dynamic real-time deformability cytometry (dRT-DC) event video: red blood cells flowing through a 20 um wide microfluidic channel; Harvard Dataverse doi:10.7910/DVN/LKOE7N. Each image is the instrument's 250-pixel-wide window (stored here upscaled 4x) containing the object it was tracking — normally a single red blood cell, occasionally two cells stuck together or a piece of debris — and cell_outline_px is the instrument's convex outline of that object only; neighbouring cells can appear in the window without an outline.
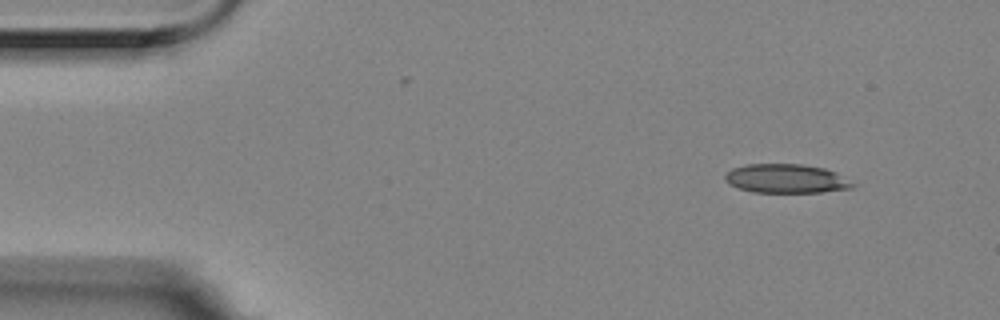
{"species": "Egyptian fruit bat (a non-hibernating species)", "species_latin": "Rousettus aegyptiacus", "temperature_condition": "room temperature", "stored_images_in_passage": 4, "camera_frame_rate_fps": 3000, "um_per_image_px": 0.085, "animal": {"sex": "female"}, "frame": {"image": 1, "passage_image": 1, "time_ms": 0.0, "image_size_px": [1000, 320], "cell_outline_px": [[856, 184], [852, 188], [820, 192], [752, 192], [728, 184], [724, 180], [724, 176], [732, 168], [748, 164], [800, 164], [824, 168], [836, 172]], "centroid_in_image_um": [66.82, 15.18], "position_along_channel_um": 18.2, "area_um2": 21.5}}
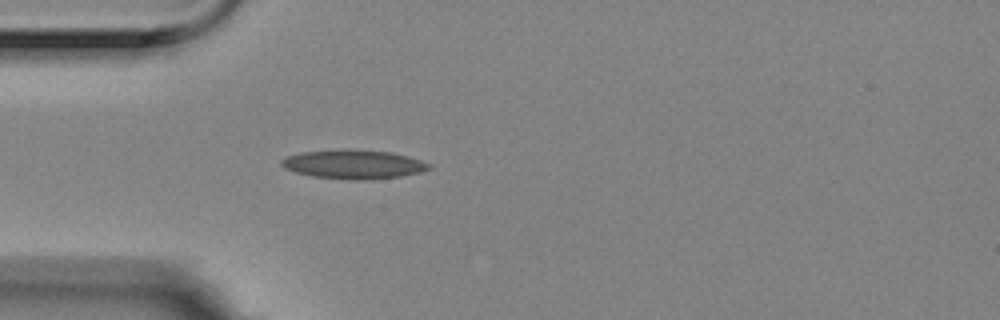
{"frame": {"image": 2, "passage_image": 4, "time_ms": 1.0, "image_size_px": [1000, 320], "cell_outline_px": [[432, 168], [420, 172], [400, 176], [356, 180], [312, 176], [296, 172], [284, 168], [280, 164], [280, 160], [288, 156], [300, 152], [348, 148], [392, 152], [408, 156], [432, 164]], "centroid_in_image_um": [30.05, 13.94], "position_along_channel_um": 55.0, "area_um2": 24.97}}